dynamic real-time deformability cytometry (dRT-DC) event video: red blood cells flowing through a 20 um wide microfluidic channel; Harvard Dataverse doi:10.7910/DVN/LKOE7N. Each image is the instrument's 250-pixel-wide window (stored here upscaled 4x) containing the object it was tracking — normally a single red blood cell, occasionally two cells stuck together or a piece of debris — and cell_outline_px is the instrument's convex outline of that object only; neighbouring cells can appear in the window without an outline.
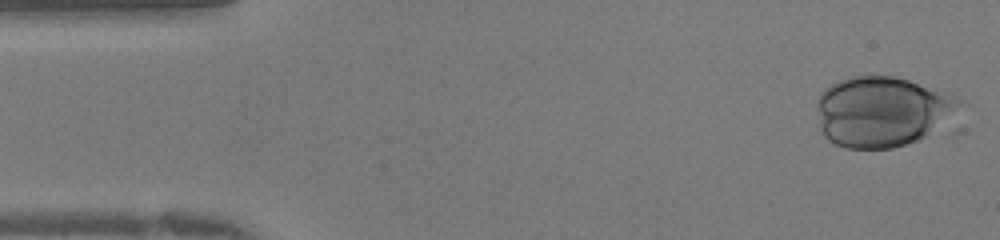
{"species": "human", "species_latin": "Homo sapiens", "temperature_condition": "warm", "stored_images_in_passage": 33, "camera_frame_rate_fps": 3000, "um_per_image_px": 0.085, "donor": {"sex": "female"}, "frame": {"image": 1, "passage_image": 1, "time_ms": 0.0, "image_size_px": [1000, 240], "cell_outline_px": [[968, 104], [924, 136], [908, 144], [892, 148], [848, 148], [836, 144], [828, 140], [824, 136], [820, 128], [816, 108], [816, 104], [820, 92], [832, 84], [840, 80], [852, 76], [892, 76], [908, 80], [956, 96]], "centroid_in_image_um": [74.96, 9.47], "position_along_channel_um": 10.0, "area_um2": 58.2}}
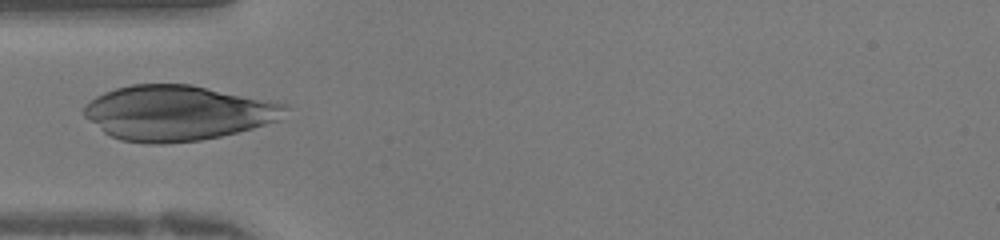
{"frame": {"image": 2, "passage_image": 12, "time_ms": 3.667, "image_size_px": [1000, 240], "cell_outline_px": [[288, 108], [280, 120], [252, 128], [220, 136], [200, 140], [164, 144], [148, 144], [120, 140], [104, 132], [84, 116], [84, 104], [96, 96], [104, 92], [116, 88], [132, 84], [192, 84], [284, 104]], "centroid_in_image_um": [15.05, 9.6], "position_along_channel_um": 69.9, "area_um2": 64.27}}
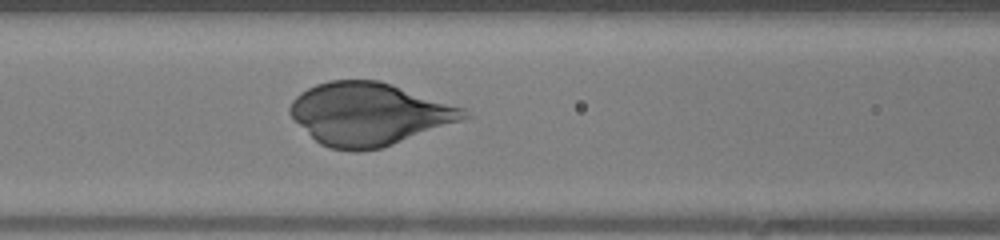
{"frame": {"image": 3, "passage_image": 16, "time_ms": 5.0, "image_size_px": [1000, 240], "cell_outline_px": [[472, 116], [392, 144], [380, 148], [360, 152], [352, 152], [328, 148], [320, 144], [288, 112], [288, 108], [292, 100], [300, 92], [316, 84], [328, 80], [380, 80], [464, 108]], "centroid_in_image_um": [31.33, 9.68], "position_along_channel_um": 135.3, "area_um2": 62.89}}